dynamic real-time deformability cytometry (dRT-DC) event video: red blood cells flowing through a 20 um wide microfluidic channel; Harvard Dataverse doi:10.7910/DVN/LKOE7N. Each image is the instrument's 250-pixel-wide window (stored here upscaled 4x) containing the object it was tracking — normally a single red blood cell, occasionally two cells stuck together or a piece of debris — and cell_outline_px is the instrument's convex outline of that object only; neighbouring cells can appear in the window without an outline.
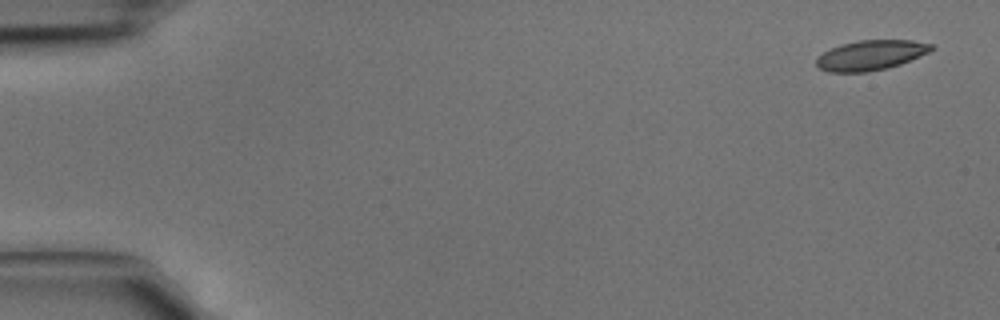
{"species": "common noctule bat (a hibernating species)", "species_latin": "Nyctalus noctula", "temperature_condition": "cold", "stored_images_in_passage": 2, "camera_frame_rate_fps": 3000, "um_per_image_px": 0.085, "animal": {"sex": "male", "body_mass_g": 15.6}, "frame": {"image": 1, "passage_image": 2, "time_ms": 0.333, "image_size_px": [1000, 320], "cell_outline_px": [[936, 48], [928, 52], [900, 64], [888, 68], [868, 72], [828, 72], [820, 68], [816, 64], [816, 56], [840, 44], [856, 40], [912, 40], [932, 44]], "centroid_in_image_um": [74.0, 4.69], "position_along_channel_um": 11.0, "area_um2": 20.11}}